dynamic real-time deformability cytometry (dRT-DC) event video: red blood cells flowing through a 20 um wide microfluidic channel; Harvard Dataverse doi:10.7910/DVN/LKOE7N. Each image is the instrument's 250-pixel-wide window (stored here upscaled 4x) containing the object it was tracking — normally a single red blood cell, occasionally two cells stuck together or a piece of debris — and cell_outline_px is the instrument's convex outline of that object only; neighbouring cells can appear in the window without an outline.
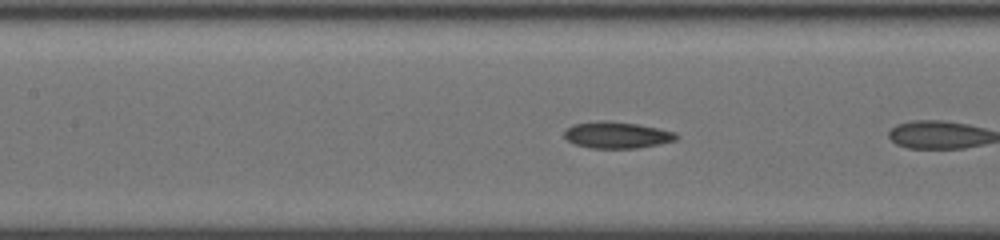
{"species": "common noctule bat (a hibernating species)", "species_latin": "Nyctalus noctula", "temperature_condition": "cold", "stored_images_in_passage": 8, "camera_frame_rate_fps": 3000, "um_per_image_px": 0.085, "animal": {"sex": "female", "body_mass_g": 19.5, "forearm_length_mm": 54.1}, "frame": {"image": 1, "passage_image": 7, "time_ms": 2.0, "image_size_px": [1000, 240], "cell_outline_px": [[680, 136], [676, 140], [636, 148], [588, 148], [576, 144], [568, 140], [564, 136], [564, 132], [572, 124], [604, 120], [636, 124], [676, 132]], "centroid_in_image_um": [52.43, 11.48], "position_along_channel_um": 155.0, "area_um2": 17.11}}